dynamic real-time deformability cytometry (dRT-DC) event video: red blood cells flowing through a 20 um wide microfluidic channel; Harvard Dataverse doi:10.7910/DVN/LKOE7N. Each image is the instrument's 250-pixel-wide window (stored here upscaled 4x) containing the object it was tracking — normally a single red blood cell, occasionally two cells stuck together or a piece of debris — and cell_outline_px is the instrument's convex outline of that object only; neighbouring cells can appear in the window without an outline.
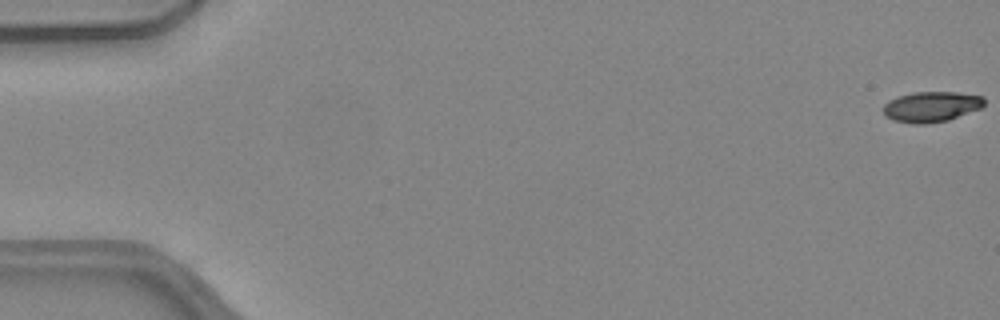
{"species": "common noctule bat (a hibernating species)", "species_latin": "Nyctalus noctula", "temperature_condition": "warm", "stored_images_in_passage": 17, "camera_frame_rate_fps": 3000, "um_per_image_px": 0.085, "animal": {"sex": "female", "body_mass_g": 24.6, "forearm_length_mm": 56.2}, "frame": {"image": 1, "passage_image": 1, "time_ms": 0.0, "image_size_px": [1000, 320], "cell_outline_px": [[984, 104], [980, 108], [948, 120], [924, 124], [912, 124], [892, 120], [884, 116], [884, 104], [888, 100], [896, 96], [912, 92], [956, 92], [984, 96]], "centroid_in_image_um": [79.12, 9.06], "position_along_channel_um": 5.9, "area_um2": 18.03}}
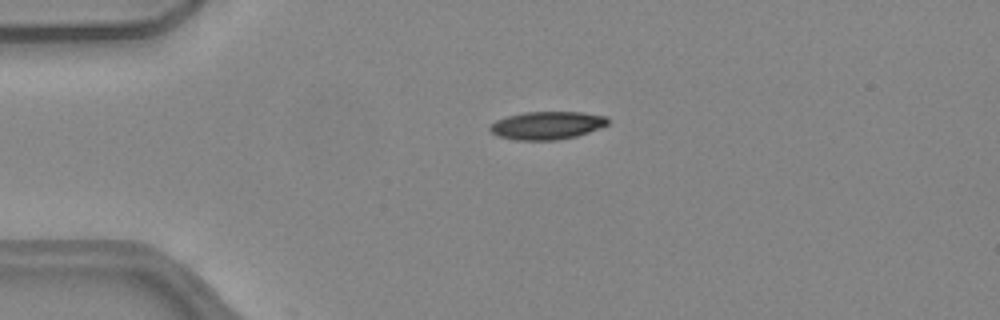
{"frame": {"image": 2, "passage_image": 13, "time_ms": 4.0, "image_size_px": [1000, 320], "cell_outline_px": [[608, 124], [600, 128], [576, 136], [556, 140], [516, 140], [500, 136], [492, 132], [488, 128], [488, 124], [496, 120], [508, 116], [524, 112], [584, 112], [608, 116]], "centroid_in_image_um": [46.5, 10.65], "position_along_channel_um": 38.5, "area_um2": 19.25}}